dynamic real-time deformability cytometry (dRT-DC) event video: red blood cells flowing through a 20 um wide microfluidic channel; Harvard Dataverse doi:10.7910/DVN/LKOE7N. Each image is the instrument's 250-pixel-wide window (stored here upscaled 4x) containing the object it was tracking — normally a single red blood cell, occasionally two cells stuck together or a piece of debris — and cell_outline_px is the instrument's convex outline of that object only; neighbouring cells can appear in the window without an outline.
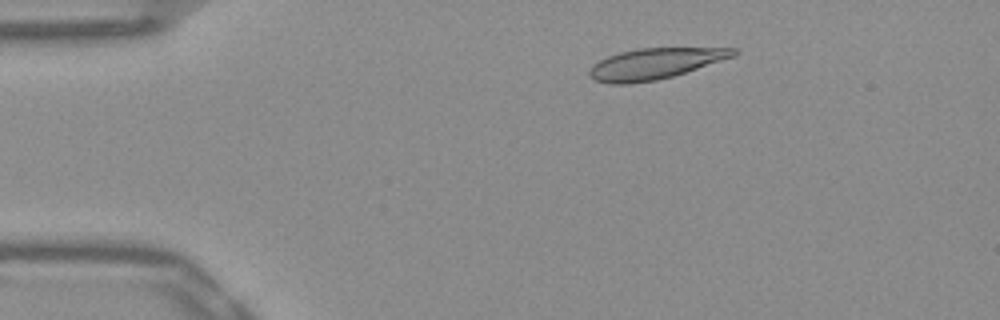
{"species": "Egyptian fruit bat (a non-hibernating species)", "species_latin": "Rousettus aegyptiacus", "temperature_condition": "warm", "stored_images_in_passage": 51, "camera_frame_rate_fps": 3000, "um_per_image_px": 0.085, "frame": {"image": 1, "passage_image": 8, "time_ms": 2.333, "image_size_px": [1000, 320], "cell_outline_px": [[740, 52], [732, 56], [672, 76], [656, 80], [628, 84], [612, 84], [592, 80], [588, 76], [588, 72], [600, 60], [608, 56], [620, 52], [640, 48], [740, 48]], "centroid_in_image_um": [55.62, 5.41], "position_along_channel_um": 29.4, "area_um2": 25.49}}
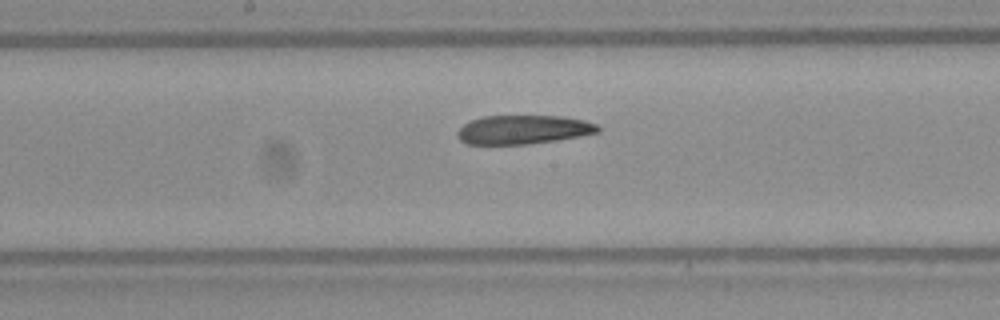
{"frame": {"image": 2, "passage_image": 26, "time_ms": 8.333, "image_size_px": [1000, 320], "cell_outline_px": [[600, 132], [580, 136], [556, 140], [528, 144], [468, 144], [460, 140], [456, 136], [456, 132], [464, 124], [472, 120], [484, 116], [564, 116], [584, 120], [596, 124], [600, 128]], "centroid_in_image_um": [44.48, 11.02], "position_along_channel_um": 203.7, "area_um2": 23.64}}
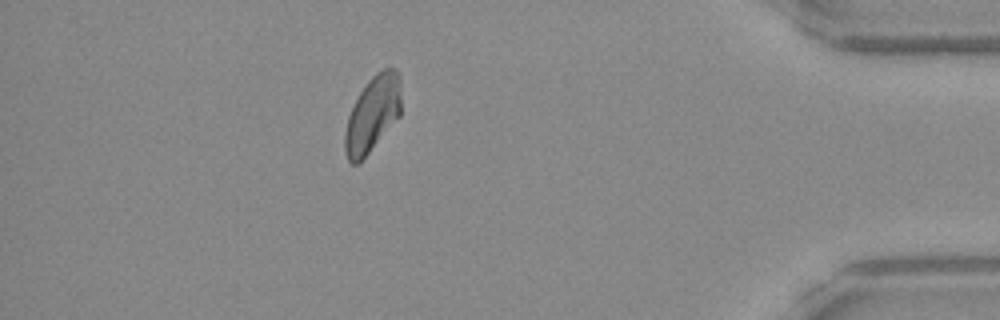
{"frame": {"image": 3, "passage_image": 45, "time_ms": 14.667, "image_size_px": [1000, 320], "cell_outline_px": [[400, 116], [360, 164], [352, 164], [348, 160], [344, 148], [344, 132], [348, 116], [360, 92], [368, 80], [376, 72], [384, 68], [392, 68], [400, 72]], "centroid_in_image_um": [31.66, 9.72], "position_along_channel_um": 403.5, "area_um2": 25.09}, "authors_computed_cell_mechanics": {"area_um2": 25.2008, "velocity_mm_per_s": 3.868, "shape_relaxation_time_tau1_ms": null, "shape_relaxation_time_tau2_ms": 5.0359, "deformation_change_tau1": null, "deformation_change_tau2": 0.1304}}